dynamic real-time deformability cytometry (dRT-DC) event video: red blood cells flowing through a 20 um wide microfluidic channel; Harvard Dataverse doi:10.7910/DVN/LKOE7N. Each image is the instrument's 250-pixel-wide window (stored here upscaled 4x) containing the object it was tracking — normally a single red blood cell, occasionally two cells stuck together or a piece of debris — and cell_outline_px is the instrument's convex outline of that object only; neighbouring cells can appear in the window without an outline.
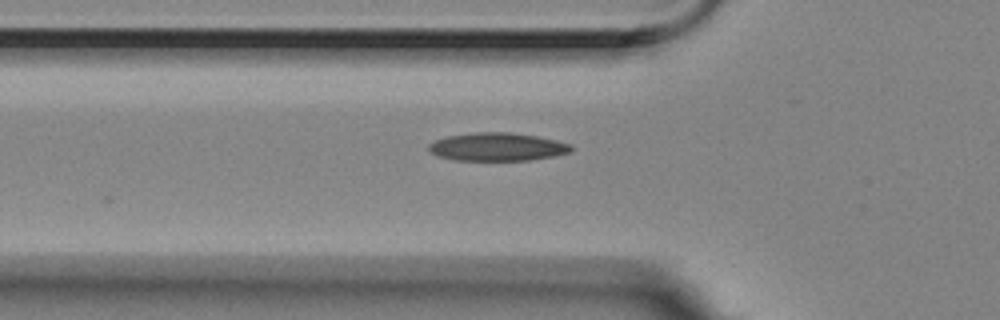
{"species": "Egyptian fruit bat (a non-hibernating species)", "species_latin": "Rousettus aegyptiacus", "temperature_condition": "room temperature", "stored_images_in_passage": 2, "camera_frame_rate_fps": 3000, "um_per_image_px": 0.085, "animal": {"sex": "female"}, "frame": {"image": 1, "passage_image": 2, "time_ms": 0.333, "image_size_px": [1000, 320], "cell_outline_px": [[572, 152], [556, 156], [528, 160], [456, 160], [436, 156], [428, 148], [428, 144], [436, 140], [448, 136], [476, 132], [508, 132], [536, 136], [556, 140], [572, 144]], "centroid_in_image_um": [42.3, 12.48], "position_along_channel_um": 83.5, "area_um2": 23.35}}